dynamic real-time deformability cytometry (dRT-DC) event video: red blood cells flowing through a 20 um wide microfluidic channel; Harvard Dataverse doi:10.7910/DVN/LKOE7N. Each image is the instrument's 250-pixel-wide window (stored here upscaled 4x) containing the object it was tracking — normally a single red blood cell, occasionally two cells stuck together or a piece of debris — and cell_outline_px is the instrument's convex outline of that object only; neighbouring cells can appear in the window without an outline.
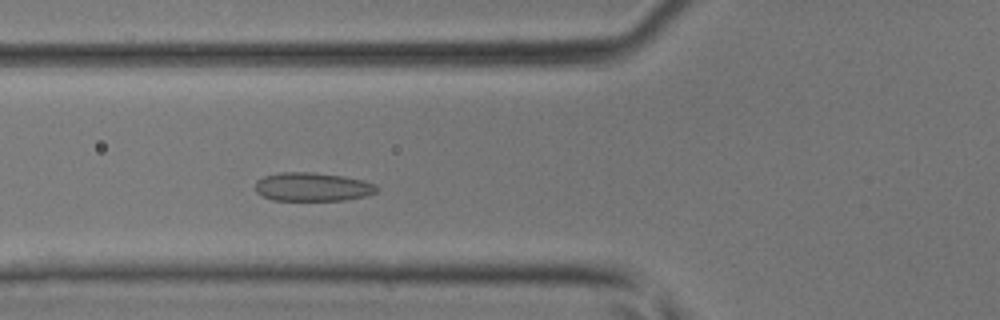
{"species": "common noctule bat (a hibernating species)", "species_latin": "Nyctalus noctula", "temperature_condition": "room temperature", "stored_images_in_passage": 37, "camera_frame_rate_fps": 3000, "um_per_image_px": 0.085, "animal": {"sex": "male", "body_mass_g": 17.9, "forearm_length_mm": 54.2}, "frame": {"image": 1, "passage_image": 9, "time_ms": 2.667, "image_size_px": [1000, 320], "cell_outline_px": [[380, 188], [376, 192], [364, 196], [344, 200], [272, 200], [256, 192], [256, 180], [264, 176], [280, 172], [312, 172], [344, 176], [364, 180], [376, 184]], "centroid_in_image_um": [26.58, 15.87], "position_along_channel_um": 99.2, "area_um2": 20.35}}
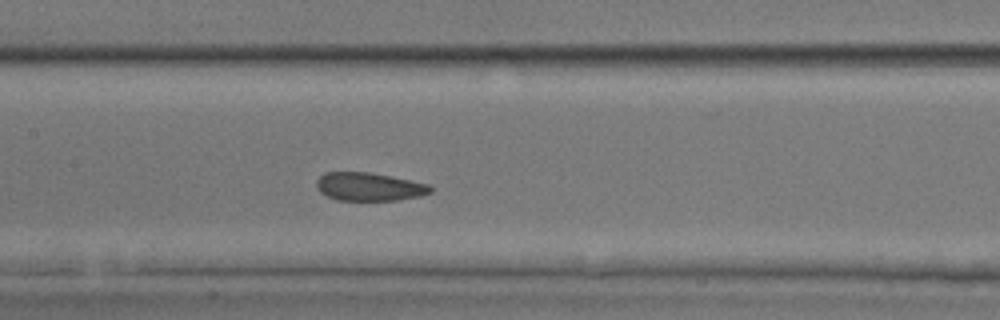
{"frame": {"image": 2, "passage_image": 14, "time_ms": 4.333, "image_size_px": [1000, 320], "cell_outline_px": [[432, 192], [420, 196], [396, 200], [336, 200], [320, 192], [316, 188], [316, 180], [324, 172], [368, 172], [392, 176], [428, 184], [432, 188]], "centroid_in_image_um": [31.35, 15.86], "position_along_channel_um": 176.0, "area_um2": 18.79}}
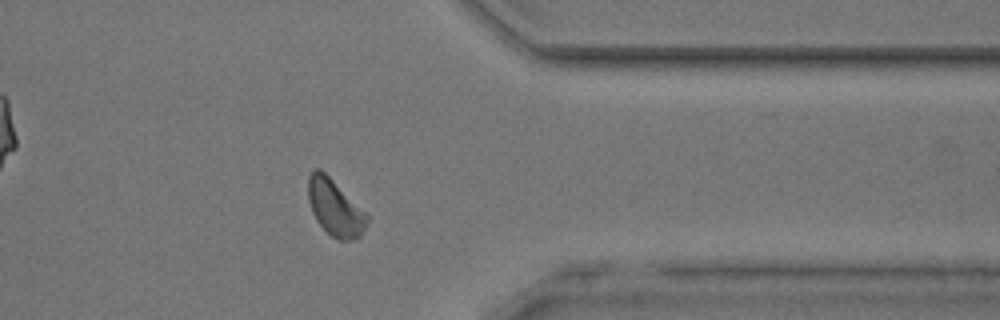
{"frame": {"image": 3, "passage_image": 28, "time_ms": 9.0, "image_size_px": [1000, 320], "cell_outline_px": [[368, 224], [360, 236], [352, 240], [336, 240], [316, 220], [312, 212], [308, 200], [308, 176], [312, 168], [320, 168], [368, 212]], "centroid_in_image_um": [28.49, 17.63], "position_along_channel_um": 382.9, "area_um2": 19.65}}